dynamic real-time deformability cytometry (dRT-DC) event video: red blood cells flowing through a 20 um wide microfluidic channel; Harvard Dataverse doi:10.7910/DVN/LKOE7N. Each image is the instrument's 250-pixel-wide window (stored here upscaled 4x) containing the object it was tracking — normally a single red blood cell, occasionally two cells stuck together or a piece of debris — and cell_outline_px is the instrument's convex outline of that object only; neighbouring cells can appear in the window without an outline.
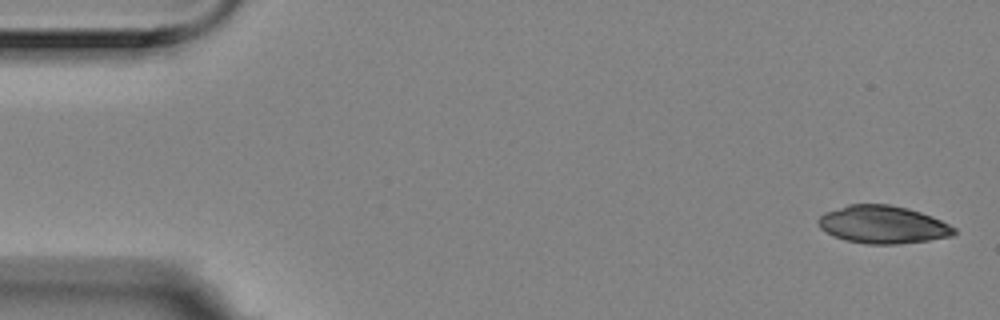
{"species": "Egyptian fruit bat (a non-hibernating species)", "species_latin": "Rousettus aegyptiacus", "temperature_condition": "room temperature", "stored_images_in_passage": 5, "camera_frame_rate_fps": 3000, "um_per_image_px": 0.085, "animal": {"sex": "female"}, "frame": {"image": 1, "passage_image": 1, "time_ms": 0.0, "image_size_px": [1000, 320], "cell_outline_px": [[956, 232], [952, 236], [928, 240], [896, 244], [868, 244], [844, 240], [832, 236], [820, 228], [816, 220], [824, 212], [848, 204], [888, 204], [908, 208], [932, 216], [956, 228]], "centroid_in_image_um": [75.0, 19.09], "position_along_channel_um": 10.0, "area_um2": 30.0}}
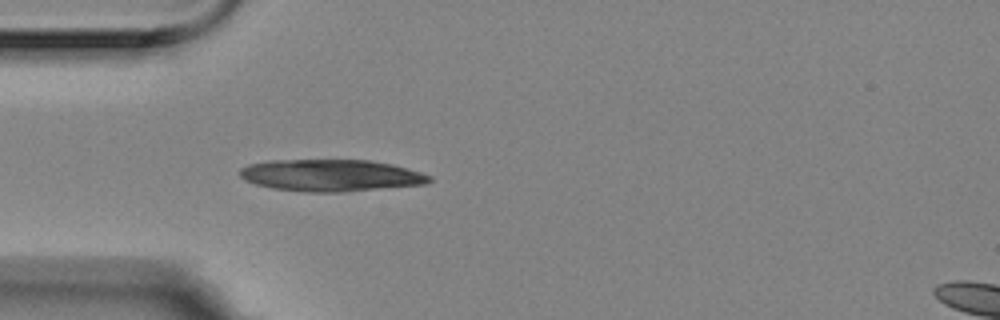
{"frame": {"image": 2, "passage_image": 5, "time_ms": 1.333, "image_size_px": [1000, 320], "cell_outline_px": [[432, 180], [424, 184], [344, 192], [308, 192], [272, 188], [256, 184], [244, 180], [240, 176], [240, 168], [248, 164], [268, 160], [368, 160], [392, 164], [420, 172], [432, 176]], "centroid_in_image_um": [28.1, 14.9], "position_along_channel_um": 56.9, "area_um2": 35.2}}